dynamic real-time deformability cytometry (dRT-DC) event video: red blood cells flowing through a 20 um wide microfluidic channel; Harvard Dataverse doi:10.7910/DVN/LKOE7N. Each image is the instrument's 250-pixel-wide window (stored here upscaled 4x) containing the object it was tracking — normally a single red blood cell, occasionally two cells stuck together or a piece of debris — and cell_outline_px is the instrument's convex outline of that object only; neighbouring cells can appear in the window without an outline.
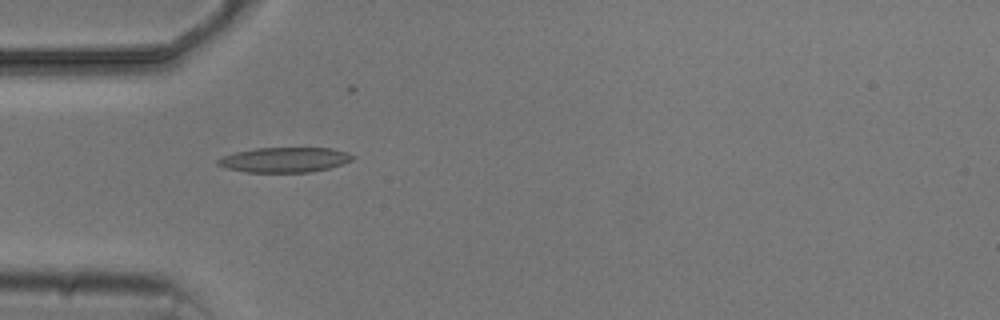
{"species": "common noctule bat (a hibernating species)", "species_latin": "Nyctalus noctula", "temperature_condition": "cold", "stored_images_in_passage": 4, "camera_frame_rate_fps": 3000, "um_per_image_px": 0.085, "animal": {"sex": "male", "body_mass_g": 20.5, "forearm_length_mm": 52.5}, "frame": {"image": 1, "passage_image": 3, "time_ms": 2.333, "image_size_px": [1000, 320], "cell_outline_px": [[356, 156], [352, 160], [328, 168], [312, 172], [248, 172], [224, 168], [216, 164], [216, 160], [224, 156], [236, 152], [256, 148], [332, 148], [348, 152]], "centroid_in_image_um": [24.19, 13.58], "position_along_channel_um": 60.8, "area_um2": 19.59}}
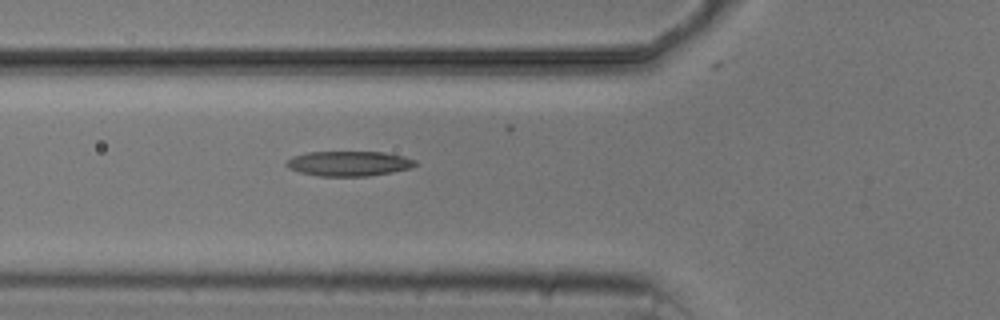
{"frame": {"image": 2, "passage_image": 4, "time_ms": 3.333, "image_size_px": [1000, 320], "cell_outline_px": [[420, 164], [412, 168], [392, 172], [368, 176], [320, 176], [300, 172], [288, 168], [284, 164], [292, 156], [308, 152], [384, 152], [404, 156], [416, 160]], "centroid_in_image_um": [29.7, 13.9], "position_along_channel_um": 96.1, "area_um2": 18.9}}